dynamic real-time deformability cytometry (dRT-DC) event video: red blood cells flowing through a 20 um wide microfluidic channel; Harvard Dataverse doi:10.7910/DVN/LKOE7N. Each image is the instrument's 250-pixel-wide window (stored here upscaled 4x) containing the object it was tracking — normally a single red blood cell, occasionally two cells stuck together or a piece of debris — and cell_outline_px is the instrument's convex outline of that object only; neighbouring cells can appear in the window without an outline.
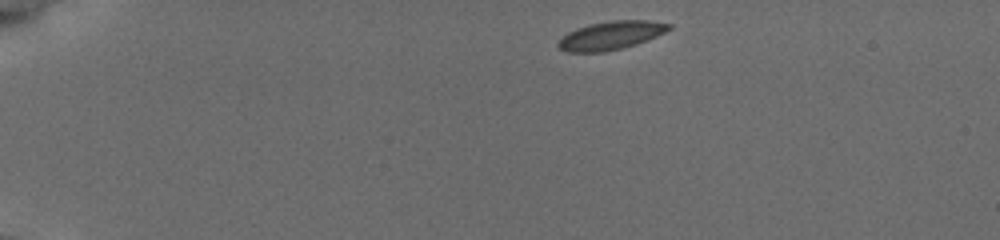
{"species": "common noctule bat (a hibernating species)", "species_latin": "Nyctalus noctula", "temperature_condition": "cold", "stored_images_in_passage": 45, "camera_frame_rate_fps": 3000, "um_per_image_px": 0.085, "animal": {"sex": "female", "body_mass_g": 19.5, "forearm_length_mm": 54.1}, "frame": {"image": 1, "passage_image": 1, "time_ms": 0.0, "image_size_px": [1000, 240], "cell_outline_px": [[672, 28], [656, 36], [636, 44], [624, 48], [604, 52], [568, 52], [560, 48], [556, 44], [568, 32], [576, 28], [588, 24], [612, 20], [648, 20], [672, 24]], "centroid_in_image_um": [51.93, 3.01], "position_along_channel_um": 33.1, "area_um2": 18.32}}
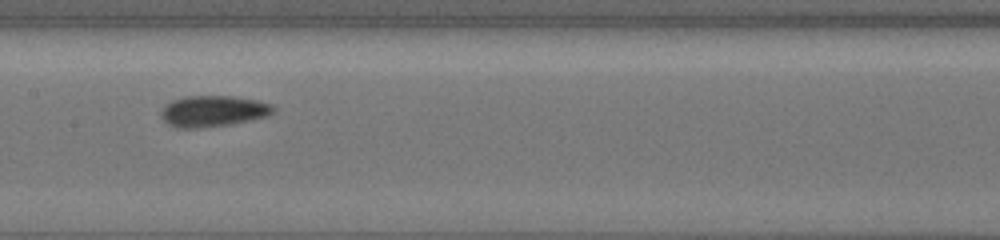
{"frame": {"image": 2, "passage_image": 20, "time_ms": 6.333, "image_size_px": [1000, 240], "cell_outline_px": [[276, 108], [268, 116], [232, 124], [200, 128], [176, 128], [168, 124], [160, 116], [160, 112], [172, 100], [184, 96], [232, 96], [260, 100], [272, 104]], "centroid_in_image_um": [18.14, 9.45], "position_along_channel_um": 189.3, "area_um2": 20.52}}
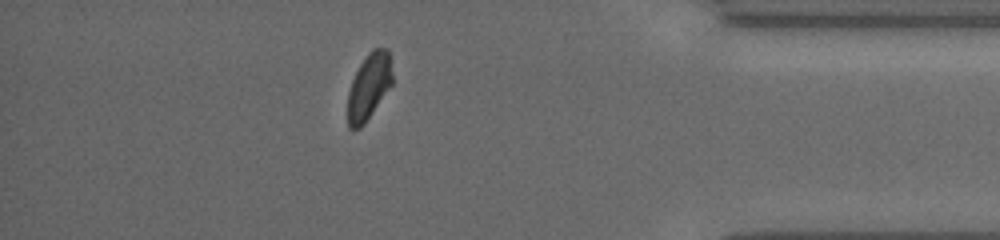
{"frame": {"image": 3, "passage_image": 39, "time_ms": 12.667, "image_size_px": [1000, 240], "cell_outline_px": [[392, 84], [364, 124], [360, 128], [348, 128], [348, 92], [352, 80], [360, 64], [368, 52], [372, 48], [388, 48], [392, 72]], "centroid_in_image_um": [31.36, 7.33], "position_along_channel_um": 403.8, "area_um2": 17.05}, "authors_computed_cell_mechanics": {"area_um2": 18.5538, "velocity_mm_per_s": 3.7924, "shape_relaxation_time_tau1_ms": 3.2799, "shape_relaxation_time_tau2_ms": 2.6805, "deformation_change_tau1": 0.0698, "deformation_change_tau2": 0.0427}}